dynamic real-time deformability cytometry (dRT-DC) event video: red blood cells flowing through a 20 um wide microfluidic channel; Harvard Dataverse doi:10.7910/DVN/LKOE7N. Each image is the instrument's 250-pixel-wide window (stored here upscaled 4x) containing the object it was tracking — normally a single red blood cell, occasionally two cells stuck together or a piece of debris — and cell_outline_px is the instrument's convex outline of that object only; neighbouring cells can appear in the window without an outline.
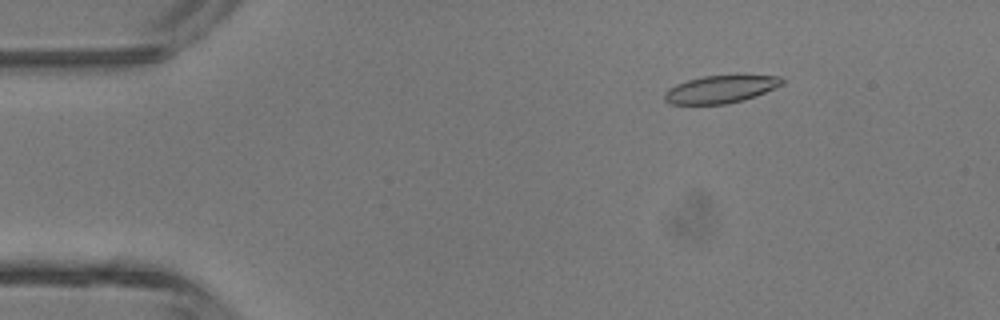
{"species": "common noctule bat (a hibernating species)", "species_latin": "Nyctalus noctula", "temperature_condition": "room temperature", "stored_images_in_passage": 4, "camera_frame_rate_fps": 3000, "um_per_image_px": 0.085, "animal": {"sex": "male", "body_mass_g": 13.3}, "frame": {"image": 1, "passage_image": 2, "time_ms": 1.0, "image_size_px": [1000, 320], "cell_outline_px": [[784, 80], [780, 84], [764, 92], [740, 100], [724, 104], [672, 104], [664, 100], [664, 92], [668, 88], [676, 84], [688, 80], [704, 76], [744, 72], [780, 76]], "centroid_in_image_um": [61.26, 7.52], "position_along_channel_um": 23.7, "area_um2": 19.36}}
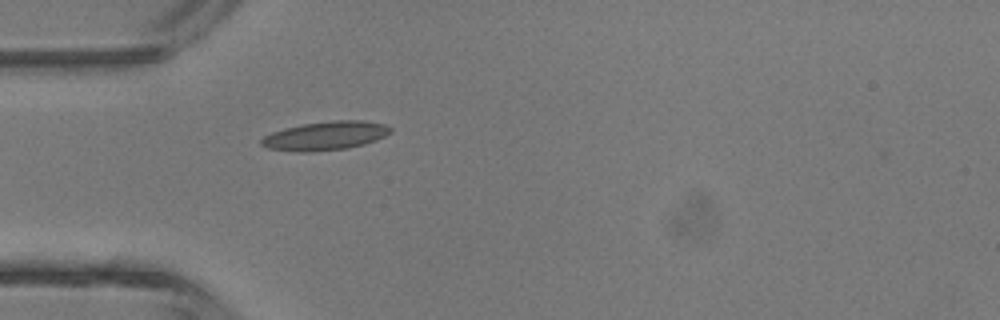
{"frame": {"image": 2, "passage_image": 4, "time_ms": 3.333, "image_size_px": [1000, 320], "cell_outline_px": [[392, 132], [376, 140], [364, 144], [344, 148], [312, 152], [296, 152], [268, 148], [260, 144], [260, 140], [264, 136], [272, 132], [284, 128], [304, 124], [332, 120], [364, 120], [384, 124], [392, 128]], "centroid_in_image_um": [27.65, 11.54], "position_along_channel_um": 57.3, "area_um2": 21.62}}